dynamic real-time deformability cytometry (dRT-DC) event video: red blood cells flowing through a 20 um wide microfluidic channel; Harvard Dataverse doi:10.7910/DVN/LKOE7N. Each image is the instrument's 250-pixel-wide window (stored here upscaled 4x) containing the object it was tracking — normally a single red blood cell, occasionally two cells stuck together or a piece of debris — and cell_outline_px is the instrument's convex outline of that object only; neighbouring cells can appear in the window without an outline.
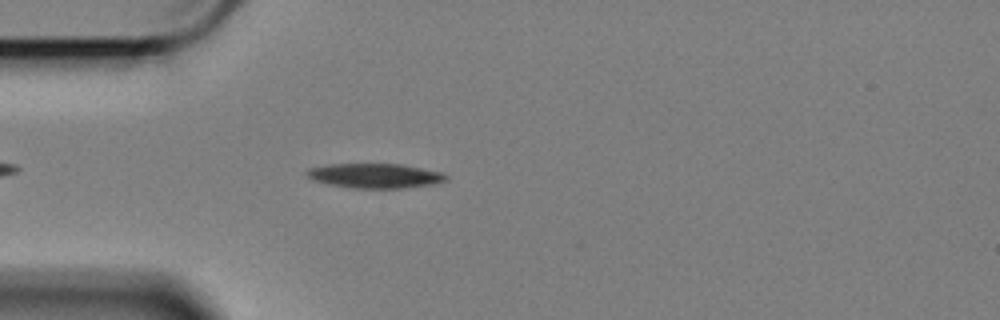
{"species": "Egyptian fruit bat (a non-hibernating species)", "species_latin": "Rousettus aegyptiacus", "temperature_condition": "cold", "stored_images_in_passage": 48, "camera_frame_rate_fps": 3000, "um_per_image_px": 0.085, "animal": {"sex": "female"}, "frame": {"image": 1, "passage_image": 6, "time_ms": 1.667, "image_size_px": [1000, 320], "cell_outline_px": [[448, 180], [432, 184], [400, 188], [352, 188], [328, 184], [312, 180], [304, 172], [308, 168], [328, 164], [404, 164], [444, 172], [448, 176]], "centroid_in_image_um": [31.88, 14.93], "position_along_channel_um": 53.1, "area_um2": 20.17}}
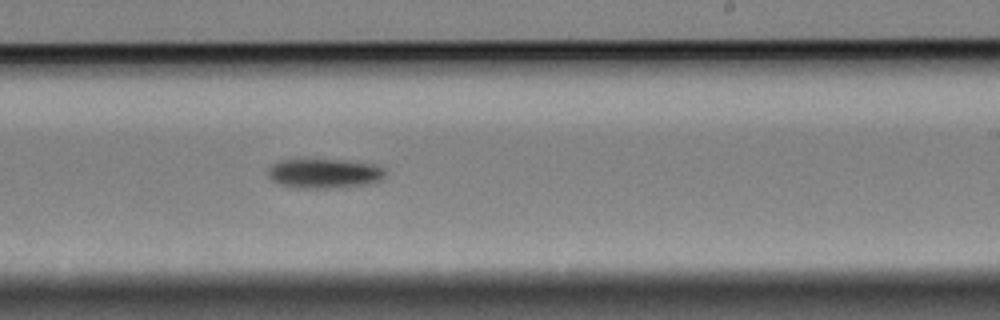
{"frame": {"image": 2, "passage_image": 25, "time_ms": 8.0, "image_size_px": [1000, 320], "cell_outline_px": [[384, 176], [380, 180], [372, 184], [340, 188], [296, 188], [280, 184], [272, 180], [268, 176], [268, 168], [272, 164], [280, 160], [340, 160], [376, 164], [384, 168]], "centroid_in_image_um": [27.59, 14.76], "position_along_channel_um": 261.4, "area_um2": 20.35}}
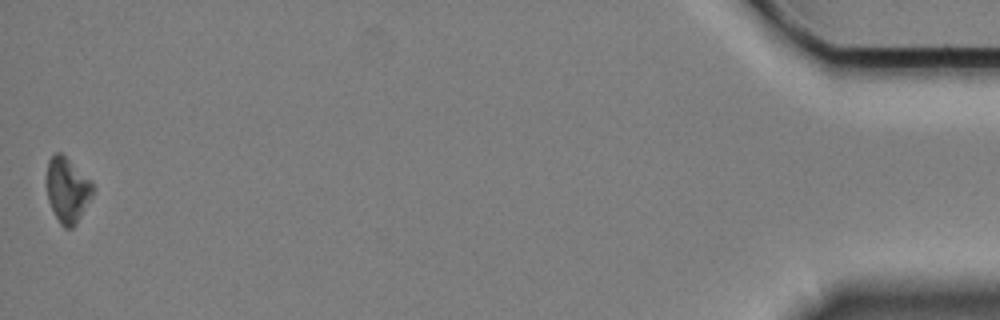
{"frame": {"image": 3, "passage_image": 48, "time_ms": 15.667, "image_size_px": [1000, 320], "cell_outline_px": [[96, 188], [92, 196], [76, 224], [72, 228], [64, 228], [60, 224], [48, 200], [48, 160], [56, 152], [60, 152]], "centroid_in_image_um": [5.74, 16.19], "position_along_channel_um": 429.5, "area_um2": 16.82}, "authors_computed_cell_mechanics": {"area_um2": 19.652, "velocity_mm_per_s": 3.3919, "shape_relaxation_time_tau1_ms": 2.978, "shape_relaxation_time_tau2_ms": null, "deformation_change_tau1": 0.103, "deformation_change_tau2": null}}